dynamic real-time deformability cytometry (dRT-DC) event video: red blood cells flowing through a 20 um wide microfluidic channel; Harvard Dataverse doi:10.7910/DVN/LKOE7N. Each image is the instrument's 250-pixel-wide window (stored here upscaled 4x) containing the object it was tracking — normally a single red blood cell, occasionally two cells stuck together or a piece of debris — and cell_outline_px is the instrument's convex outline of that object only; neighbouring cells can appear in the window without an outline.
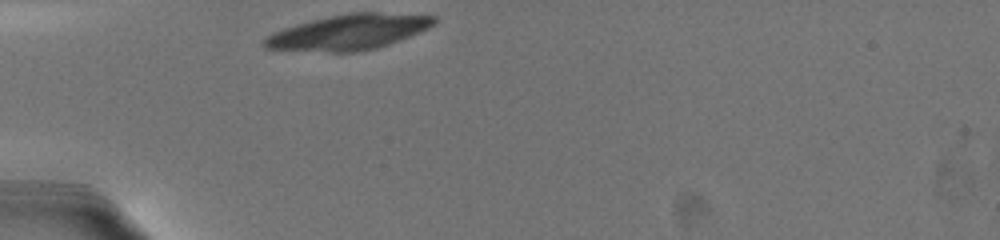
{"species": "common noctule bat (a hibernating species)", "species_latin": "Nyctalus noctula", "temperature_condition": "warm", "stored_images_in_passage": 19, "camera_frame_rate_fps": 3000, "um_per_image_px": 0.085, "animal": {"sex": "female", "body_mass_g": 19.5, "forearm_length_mm": 54.1}, "frame": {"image": 1, "passage_image": 1, "time_ms": 0.0, "image_size_px": [1000, 240], "cell_outline_px": [[436, 20], [428, 28], [388, 44], [376, 48], [356, 52], [328, 52], [264, 48], [264, 40], [272, 32], [284, 28], [312, 20], [328, 16], [348, 12], [376, 12], [436, 16]], "centroid_in_image_um": [29.62, 2.72], "position_along_channel_um": 55.4, "area_um2": 34.51}}